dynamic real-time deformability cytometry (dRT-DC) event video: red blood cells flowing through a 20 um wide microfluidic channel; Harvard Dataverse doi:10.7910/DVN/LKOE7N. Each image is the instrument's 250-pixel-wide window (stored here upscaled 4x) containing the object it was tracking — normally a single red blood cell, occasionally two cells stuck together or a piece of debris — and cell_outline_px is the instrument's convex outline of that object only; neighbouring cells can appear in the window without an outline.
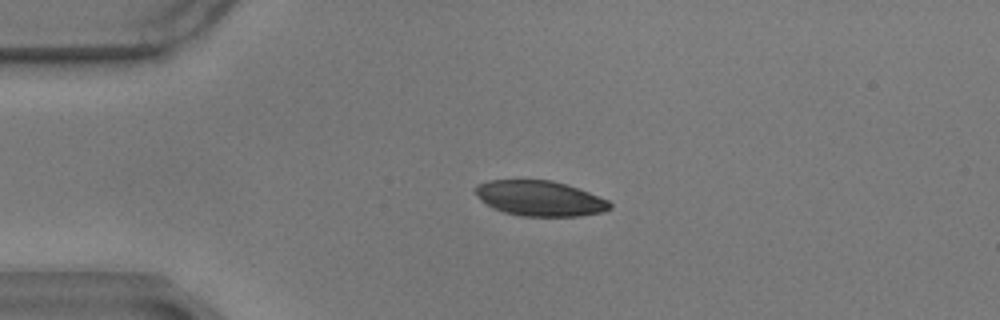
{"species": "common noctule bat (a hibernating species)", "species_latin": "Nyctalus noctula", "temperature_condition": "warm", "stored_images_in_passage": 34, "camera_frame_rate_fps": 3000, "um_per_image_px": 0.085, "animal": {"sex": "male", "body_mass_g": 17.9}, "frame": {"image": 1, "passage_image": 1, "time_ms": 0.0, "image_size_px": [1000, 320], "cell_outline_px": [[612, 208], [604, 212], [580, 216], [520, 216], [504, 212], [492, 208], [476, 192], [476, 184], [488, 180], [552, 180], [588, 192], [608, 200], [612, 204]], "centroid_in_image_um": [45.92, 16.87], "position_along_channel_um": 39.1, "area_um2": 27.4}}
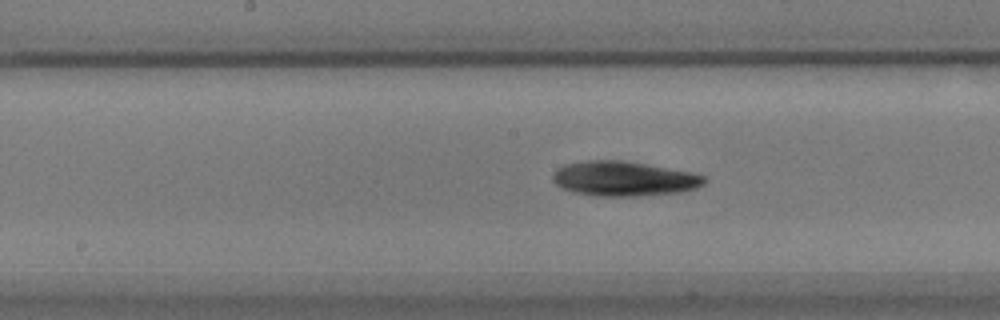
{"frame": {"image": 2, "passage_image": 17, "time_ms": 5.333, "image_size_px": [1000, 320], "cell_outline_px": [[708, 180], [704, 184], [696, 188], [680, 192], [636, 196], [596, 196], [576, 192], [564, 188], [556, 184], [552, 180], [552, 176], [564, 164], [584, 160], [620, 160], [692, 172], [704, 176]], "centroid_in_image_um": [53.05, 15.19], "position_along_channel_um": 195.1, "area_um2": 30.46}}
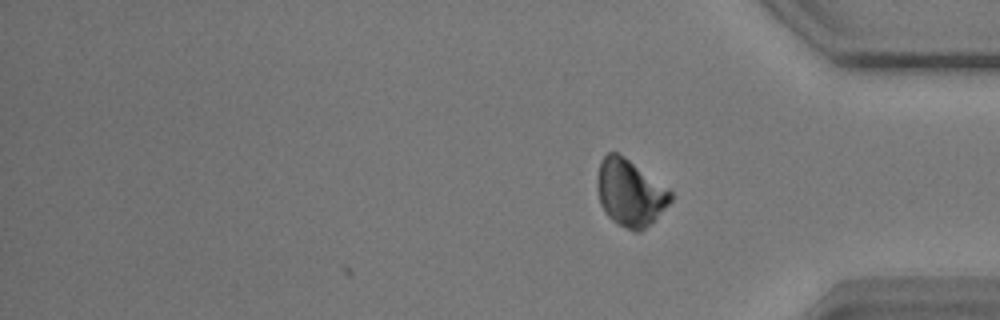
{"frame": {"image": 3, "passage_image": 34, "time_ms": 11.0, "image_size_px": [1000, 320], "cell_outline_px": [[672, 200], [656, 220], [652, 224], [640, 232], [636, 232], [616, 224], [604, 212], [600, 204], [596, 188], [596, 180], [600, 160], [608, 152], [616, 152], [624, 156], [668, 188], [672, 192]], "centroid_in_image_um": [53.54, 16.41], "position_along_channel_um": 381.7, "area_um2": 28.9}, "authors_computed_cell_mechanics": {"area_um2": 29.5358, "velocity_mm_per_s": 3.4581, "shape_relaxation_time_tau1_ms": 4.1803, "shape_relaxation_time_tau2_ms": 3.3879, "deformation_change_tau1": 0.0972, "deformation_change_tau2": 0.0721}}